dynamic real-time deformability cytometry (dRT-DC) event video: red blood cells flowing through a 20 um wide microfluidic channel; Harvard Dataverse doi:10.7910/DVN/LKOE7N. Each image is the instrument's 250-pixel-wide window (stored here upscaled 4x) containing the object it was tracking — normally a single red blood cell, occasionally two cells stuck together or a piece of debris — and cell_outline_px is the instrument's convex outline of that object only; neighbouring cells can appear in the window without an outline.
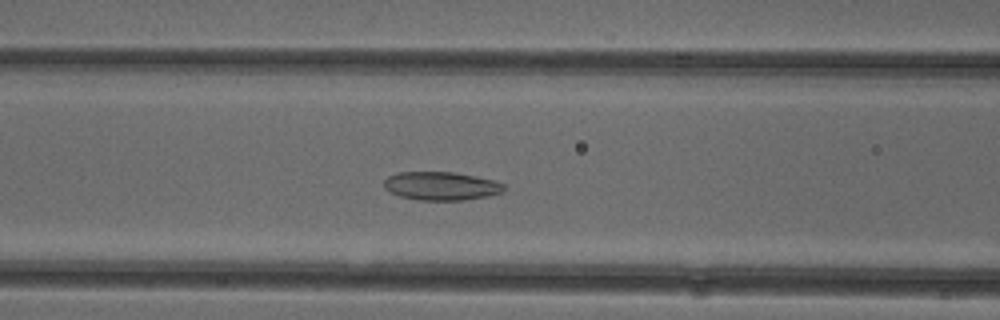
{"species": "common noctule bat (a hibernating species)", "species_latin": "Nyctalus noctula", "temperature_condition": "cold", "stored_images_in_passage": 52, "camera_frame_rate_fps": 3000, "um_per_image_px": 0.085, "animal": {"sex": "female"}, "frame": {"image": 1, "passage_image": 21, "time_ms": 6.667, "image_size_px": [1000, 320], "cell_outline_px": [[508, 188], [504, 192], [488, 196], [464, 200], [420, 200], [400, 196], [384, 188], [384, 180], [388, 176], [400, 172], [452, 172], [492, 180], [504, 184]], "centroid_in_image_um": [37.52, 15.81], "position_along_channel_um": 129.1, "area_um2": 19.77}}
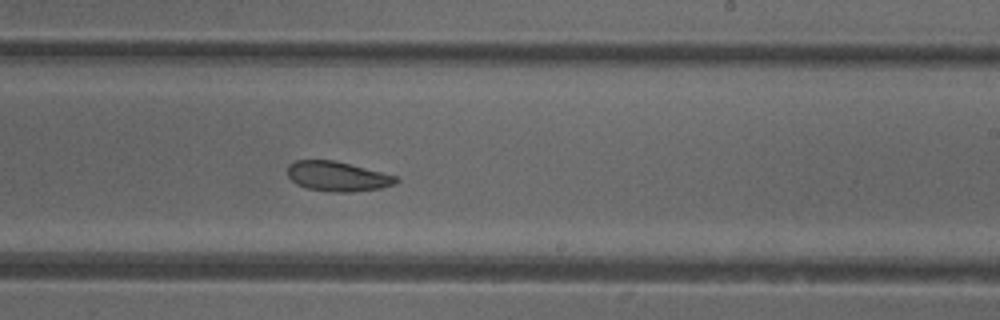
{"frame": {"image": 2, "passage_image": 31, "time_ms": 10.0, "image_size_px": [1000, 320], "cell_outline_px": [[400, 180], [396, 184], [380, 188], [352, 192], [332, 192], [308, 188], [296, 184], [288, 176], [288, 164], [296, 160], [336, 160], [396, 176]], "centroid_in_image_um": [28.69, 14.99], "position_along_channel_um": 260.3, "area_um2": 18.84}}
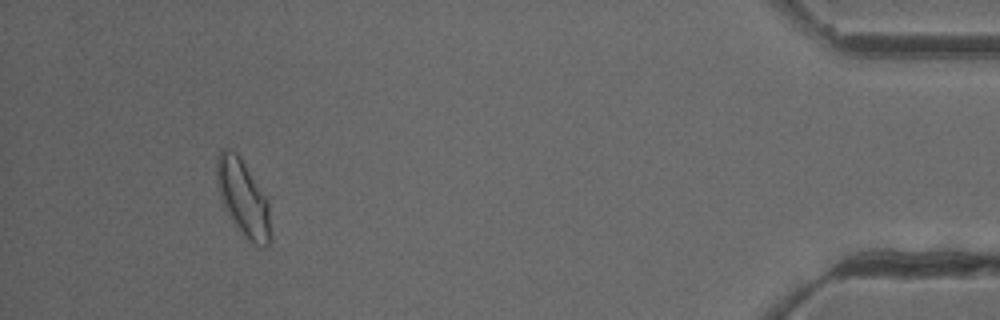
{"frame": {"image": 3, "passage_image": 48, "time_ms": 15.667, "image_size_px": [1000, 320], "cell_outline_px": [[272, 240], [264, 248], [260, 248], [248, 244], [228, 216], [220, 200], [216, 180], [216, 156], [220, 148], [224, 148], [236, 152], [268, 200], [272, 236]], "centroid_in_image_um": [20.66, 16.93], "position_along_channel_um": 414.5, "area_um2": 24.68}, "authors_computed_cell_mechanics": {"area_um2": 21.7039, "velocity_mm_per_s": 3.9457, "shape_relaxation_time_tau1_ms": null, "shape_relaxation_time_tau2_ms": 4.3729, "deformation_change_tau1": null, "deformation_change_tau2": 0.1065}}